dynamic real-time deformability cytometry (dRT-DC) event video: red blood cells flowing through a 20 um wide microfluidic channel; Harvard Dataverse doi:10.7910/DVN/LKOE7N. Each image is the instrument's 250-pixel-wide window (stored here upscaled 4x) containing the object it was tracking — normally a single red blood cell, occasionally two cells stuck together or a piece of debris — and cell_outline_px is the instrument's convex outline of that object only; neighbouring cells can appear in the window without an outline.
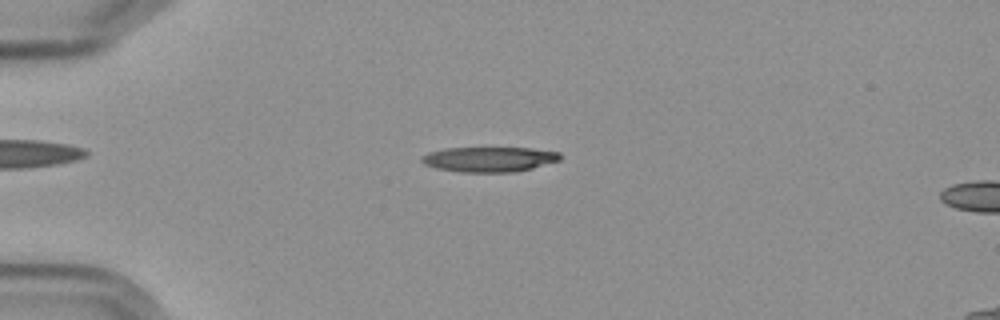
{"species": "Egyptian fruit bat (a non-hibernating species)", "species_latin": "Rousettus aegyptiacus", "temperature_condition": "cold", "stored_images_in_passage": 5, "segment_of_instrument_passage": [1, 2], "camera_frame_rate_fps": 3000, "um_per_image_px": 0.085, "frame": {"image": 1, "passage_image": 4, "time_ms": 3.333, "image_size_px": [1000, 320], "cell_outline_px": [[560, 160], [532, 168], [516, 172], [460, 172], [436, 168], [424, 164], [420, 160], [420, 156], [428, 152], [444, 148], [532, 148], [560, 152]], "centroid_in_image_um": [41.55, 13.54], "position_along_channel_um": 43.5, "area_um2": 20.29}}